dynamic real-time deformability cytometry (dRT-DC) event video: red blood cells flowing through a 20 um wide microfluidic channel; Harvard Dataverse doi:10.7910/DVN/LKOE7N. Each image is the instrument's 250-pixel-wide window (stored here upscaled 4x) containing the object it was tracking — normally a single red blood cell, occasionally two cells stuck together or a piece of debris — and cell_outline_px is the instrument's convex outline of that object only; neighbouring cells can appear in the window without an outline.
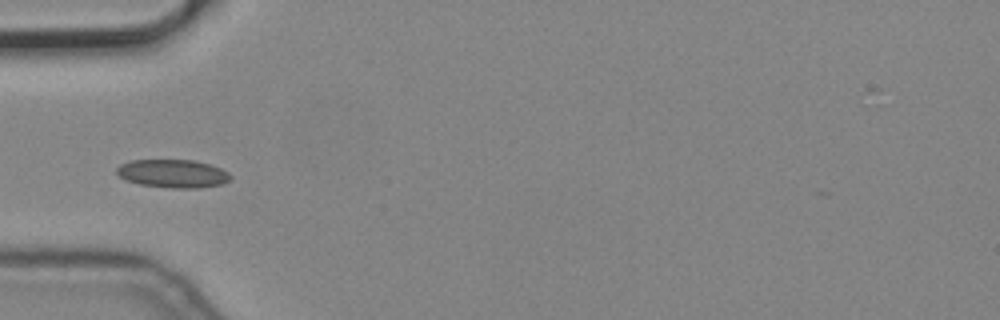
{"species": "common noctule bat (a hibernating species)", "species_latin": "Nyctalus noctula", "temperature_condition": "cold", "stored_images_in_passage": 4, "camera_frame_rate_fps": 3000, "um_per_image_px": 0.085, "animal": {"sex": "male", "body_mass_g": 19.2, "forearm_length_mm": 51.8}, "frame": {"image": 1, "passage_image": 2, "time_ms": 0.333, "image_size_px": [1000, 320], "cell_outline_px": [[232, 176], [224, 184], [200, 188], [172, 188], [140, 184], [128, 180], [120, 176], [116, 172], [116, 168], [120, 164], [128, 160], [192, 160], [208, 164], [220, 168], [228, 172]], "centroid_in_image_um": [14.7, 14.75], "position_along_channel_um": 70.3, "area_um2": 18.67}}
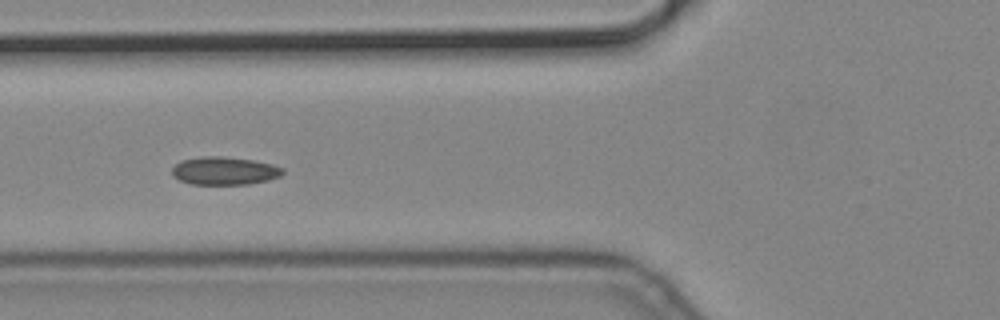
{"frame": {"image": 2, "passage_image": 3, "time_ms": 0.667, "image_size_px": [1000, 320], "cell_outline_px": [[284, 172], [280, 176], [268, 180], [248, 184], [192, 184], [180, 180], [172, 176], [172, 168], [180, 160], [200, 156], [220, 156], [252, 160], [272, 164], [284, 168]], "centroid_in_image_um": [19.06, 14.51], "position_along_channel_um": 106.7, "area_um2": 18.09}}
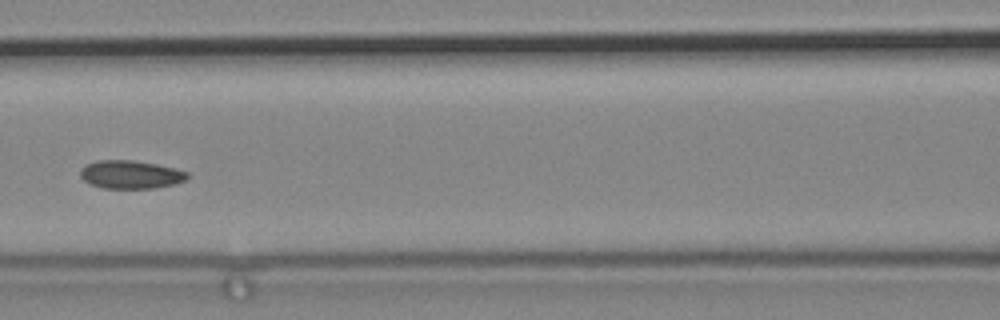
{"frame": {"image": 3, "passage_image": 4, "time_ms": 1.0, "image_size_px": [1000, 320], "cell_outline_px": [[188, 176], [184, 180], [176, 184], [152, 188], [100, 188], [88, 184], [80, 176], [80, 168], [84, 164], [96, 160], [132, 160], [156, 164], [176, 168], [188, 172]], "centroid_in_image_um": [11.05, 14.83], "position_along_channel_um": 155.5, "area_um2": 17.8}}